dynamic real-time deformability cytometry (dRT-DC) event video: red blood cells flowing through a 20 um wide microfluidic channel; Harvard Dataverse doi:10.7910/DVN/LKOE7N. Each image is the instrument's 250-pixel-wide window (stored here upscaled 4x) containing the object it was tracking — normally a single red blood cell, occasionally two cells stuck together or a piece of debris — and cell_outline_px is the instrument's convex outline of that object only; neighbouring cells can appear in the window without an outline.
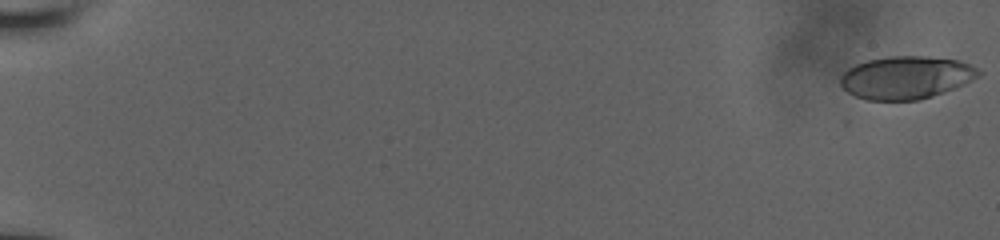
{"species": "human", "species_latin": "Homo sapiens", "temperature_condition": "room temperature", "stored_images_in_passage": 57, "camera_frame_rate_fps": 3000, "um_per_image_px": 0.085, "donor": {"sex": "male"}, "frame": {"image": 1, "passage_image": 1, "time_ms": 0.0, "image_size_px": [1000, 240], "cell_outline_px": [[980, 72], [976, 76], [952, 88], [932, 96], [920, 100], [868, 100], [856, 96], [848, 92], [840, 84], [840, 76], [848, 68], [856, 64], [868, 60], [888, 56], [928, 56], [956, 60], [968, 64], [976, 68]], "centroid_in_image_um": [76.93, 6.58], "position_along_channel_um": 8.1, "area_um2": 33.87}}
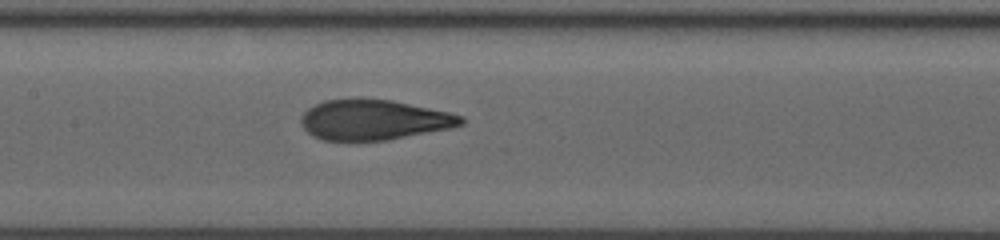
{"frame": {"image": 2, "passage_image": 31, "time_ms": 10.0, "image_size_px": [1000, 240], "cell_outline_px": [[464, 124], [448, 128], [388, 140], [324, 140], [312, 136], [300, 124], [300, 116], [308, 108], [324, 100], [360, 96], [392, 100], [448, 112], [464, 116]], "centroid_in_image_um": [31.72, 10.15], "position_along_channel_um": 175.7, "area_um2": 37.92}}
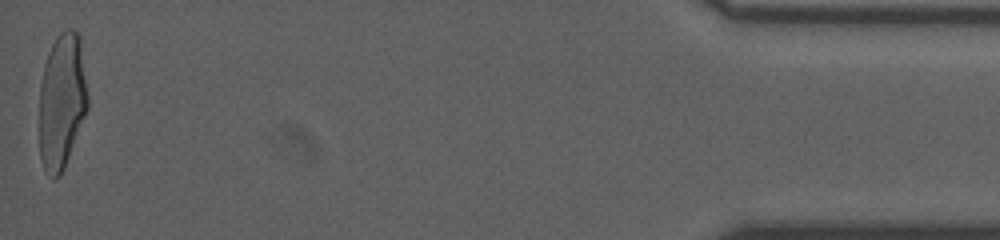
{"frame": {"image": 3, "passage_image": 57, "time_ms": 18.667, "image_size_px": [1000, 240], "cell_outline_px": [[88, 108], [64, 168], [60, 176], [52, 180], [44, 172], [40, 160], [40, 84], [44, 64], [48, 52], [56, 36], [64, 28], [72, 28], [80, 36], [88, 96]], "centroid_in_image_um": [5.25, 8.6], "position_along_channel_um": 429.9, "area_um2": 38.67}, "authors_computed_cell_mechanics": {"area_um2": 37.57, "velocity_mm_per_s": 3.9111, "shape_relaxation_time_tau1_ms": 5.2564, "shape_relaxation_time_tau2_ms": 0.9411, "deformation_change_tau1": 0.2388, "deformation_change_tau2": 0.0757}}